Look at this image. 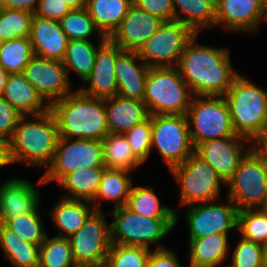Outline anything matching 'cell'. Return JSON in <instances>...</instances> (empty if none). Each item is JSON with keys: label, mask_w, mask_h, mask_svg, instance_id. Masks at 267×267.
<instances>
[{"label": "cell", "mask_w": 267, "mask_h": 267, "mask_svg": "<svg viewBox=\"0 0 267 267\" xmlns=\"http://www.w3.org/2000/svg\"><path fill=\"white\" fill-rule=\"evenodd\" d=\"M98 47L91 40H69L62 60L68 76L74 70L81 81H85L93 69Z\"/></svg>", "instance_id": "836d02e7"}, {"label": "cell", "mask_w": 267, "mask_h": 267, "mask_svg": "<svg viewBox=\"0 0 267 267\" xmlns=\"http://www.w3.org/2000/svg\"><path fill=\"white\" fill-rule=\"evenodd\" d=\"M151 249L112 243L103 267H146Z\"/></svg>", "instance_id": "60d3db41"}, {"label": "cell", "mask_w": 267, "mask_h": 267, "mask_svg": "<svg viewBox=\"0 0 267 267\" xmlns=\"http://www.w3.org/2000/svg\"><path fill=\"white\" fill-rule=\"evenodd\" d=\"M28 117L31 115L21 117L9 140L13 164L24 162L29 166L48 167L59 140L56 119L50 109L33 115L35 121H27Z\"/></svg>", "instance_id": "3957f363"}, {"label": "cell", "mask_w": 267, "mask_h": 267, "mask_svg": "<svg viewBox=\"0 0 267 267\" xmlns=\"http://www.w3.org/2000/svg\"><path fill=\"white\" fill-rule=\"evenodd\" d=\"M237 229L247 240L267 245V209H244L238 211Z\"/></svg>", "instance_id": "8d00e7d4"}, {"label": "cell", "mask_w": 267, "mask_h": 267, "mask_svg": "<svg viewBox=\"0 0 267 267\" xmlns=\"http://www.w3.org/2000/svg\"><path fill=\"white\" fill-rule=\"evenodd\" d=\"M49 109L56 119L59 137L102 141L109 133L105 99L93 98L77 89L53 102Z\"/></svg>", "instance_id": "7a4b0ae2"}, {"label": "cell", "mask_w": 267, "mask_h": 267, "mask_svg": "<svg viewBox=\"0 0 267 267\" xmlns=\"http://www.w3.org/2000/svg\"><path fill=\"white\" fill-rule=\"evenodd\" d=\"M0 247L11 265L39 267L40 246L27 243L3 223L0 226Z\"/></svg>", "instance_id": "4dcf8cb0"}, {"label": "cell", "mask_w": 267, "mask_h": 267, "mask_svg": "<svg viewBox=\"0 0 267 267\" xmlns=\"http://www.w3.org/2000/svg\"><path fill=\"white\" fill-rule=\"evenodd\" d=\"M266 0H216L215 26L226 32H256L265 20Z\"/></svg>", "instance_id": "e0dca14e"}, {"label": "cell", "mask_w": 267, "mask_h": 267, "mask_svg": "<svg viewBox=\"0 0 267 267\" xmlns=\"http://www.w3.org/2000/svg\"><path fill=\"white\" fill-rule=\"evenodd\" d=\"M66 2L72 10L83 9L86 7L87 0H63Z\"/></svg>", "instance_id": "816d5d0a"}, {"label": "cell", "mask_w": 267, "mask_h": 267, "mask_svg": "<svg viewBox=\"0 0 267 267\" xmlns=\"http://www.w3.org/2000/svg\"><path fill=\"white\" fill-rule=\"evenodd\" d=\"M195 32L180 21H163L158 30L137 51L150 68L177 66L187 43Z\"/></svg>", "instance_id": "7c38bea8"}, {"label": "cell", "mask_w": 267, "mask_h": 267, "mask_svg": "<svg viewBox=\"0 0 267 267\" xmlns=\"http://www.w3.org/2000/svg\"><path fill=\"white\" fill-rule=\"evenodd\" d=\"M186 117L194 148L205 141L239 136L234 132L224 96H193Z\"/></svg>", "instance_id": "8992f818"}, {"label": "cell", "mask_w": 267, "mask_h": 267, "mask_svg": "<svg viewBox=\"0 0 267 267\" xmlns=\"http://www.w3.org/2000/svg\"><path fill=\"white\" fill-rule=\"evenodd\" d=\"M193 96L177 66L149 69L143 102L150 115H186Z\"/></svg>", "instance_id": "5b68a950"}, {"label": "cell", "mask_w": 267, "mask_h": 267, "mask_svg": "<svg viewBox=\"0 0 267 267\" xmlns=\"http://www.w3.org/2000/svg\"><path fill=\"white\" fill-rule=\"evenodd\" d=\"M8 73L5 69L0 65V97H2L4 92V86L7 79Z\"/></svg>", "instance_id": "f5cc1de1"}, {"label": "cell", "mask_w": 267, "mask_h": 267, "mask_svg": "<svg viewBox=\"0 0 267 267\" xmlns=\"http://www.w3.org/2000/svg\"><path fill=\"white\" fill-rule=\"evenodd\" d=\"M146 267H183L178 261L176 252L171 251L163 245L155 247L154 251H151Z\"/></svg>", "instance_id": "7dc6e473"}, {"label": "cell", "mask_w": 267, "mask_h": 267, "mask_svg": "<svg viewBox=\"0 0 267 267\" xmlns=\"http://www.w3.org/2000/svg\"><path fill=\"white\" fill-rule=\"evenodd\" d=\"M170 171L180 187L179 205L185 208L220 199L221 186L226 184L215 170L195 152Z\"/></svg>", "instance_id": "ba28073f"}, {"label": "cell", "mask_w": 267, "mask_h": 267, "mask_svg": "<svg viewBox=\"0 0 267 267\" xmlns=\"http://www.w3.org/2000/svg\"><path fill=\"white\" fill-rule=\"evenodd\" d=\"M71 11L70 6L63 0H40L34 14L42 18L59 21Z\"/></svg>", "instance_id": "bcb514c9"}, {"label": "cell", "mask_w": 267, "mask_h": 267, "mask_svg": "<svg viewBox=\"0 0 267 267\" xmlns=\"http://www.w3.org/2000/svg\"><path fill=\"white\" fill-rule=\"evenodd\" d=\"M240 74L224 95L236 135L252 141L267 126V90Z\"/></svg>", "instance_id": "277c9868"}, {"label": "cell", "mask_w": 267, "mask_h": 267, "mask_svg": "<svg viewBox=\"0 0 267 267\" xmlns=\"http://www.w3.org/2000/svg\"><path fill=\"white\" fill-rule=\"evenodd\" d=\"M228 235L189 238V267H218L228 259Z\"/></svg>", "instance_id": "d4e9b609"}, {"label": "cell", "mask_w": 267, "mask_h": 267, "mask_svg": "<svg viewBox=\"0 0 267 267\" xmlns=\"http://www.w3.org/2000/svg\"><path fill=\"white\" fill-rule=\"evenodd\" d=\"M22 116L5 98L0 97V138L9 141Z\"/></svg>", "instance_id": "ee69618b"}, {"label": "cell", "mask_w": 267, "mask_h": 267, "mask_svg": "<svg viewBox=\"0 0 267 267\" xmlns=\"http://www.w3.org/2000/svg\"><path fill=\"white\" fill-rule=\"evenodd\" d=\"M251 150L267 164V126L252 140Z\"/></svg>", "instance_id": "c3c4849f"}, {"label": "cell", "mask_w": 267, "mask_h": 267, "mask_svg": "<svg viewBox=\"0 0 267 267\" xmlns=\"http://www.w3.org/2000/svg\"><path fill=\"white\" fill-rule=\"evenodd\" d=\"M259 267H267V262L264 261Z\"/></svg>", "instance_id": "6f0895ef"}, {"label": "cell", "mask_w": 267, "mask_h": 267, "mask_svg": "<svg viewBox=\"0 0 267 267\" xmlns=\"http://www.w3.org/2000/svg\"><path fill=\"white\" fill-rule=\"evenodd\" d=\"M151 115L150 117L132 127L124 135L131 147L134 157L143 164L150 156L151 149Z\"/></svg>", "instance_id": "b9f144b4"}, {"label": "cell", "mask_w": 267, "mask_h": 267, "mask_svg": "<svg viewBox=\"0 0 267 267\" xmlns=\"http://www.w3.org/2000/svg\"><path fill=\"white\" fill-rule=\"evenodd\" d=\"M198 34L187 43L177 68L194 96H224L239 75L231 66L228 48L197 44Z\"/></svg>", "instance_id": "6da1fadb"}, {"label": "cell", "mask_w": 267, "mask_h": 267, "mask_svg": "<svg viewBox=\"0 0 267 267\" xmlns=\"http://www.w3.org/2000/svg\"><path fill=\"white\" fill-rule=\"evenodd\" d=\"M103 161L107 169L133 171L141 163L134 157L124 134L108 133L102 140Z\"/></svg>", "instance_id": "1f68e13d"}, {"label": "cell", "mask_w": 267, "mask_h": 267, "mask_svg": "<svg viewBox=\"0 0 267 267\" xmlns=\"http://www.w3.org/2000/svg\"><path fill=\"white\" fill-rule=\"evenodd\" d=\"M250 140L242 136H228L205 141L195 148V153L206 161L226 183L241 160L251 150Z\"/></svg>", "instance_id": "2e32d148"}, {"label": "cell", "mask_w": 267, "mask_h": 267, "mask_svg": "<svg viewBox=\"0 0 267 267\" xmlns=\"http://www.w3.org/2000/svg\"><path fill=\"white\" fill-rule=\"evenodd\" d=\"M265 22H267V0H266V8H265Z\"/></svg>", "instance_id": "11a10c76"}, {"label": "cell", "mask_w": 267, "mask_h": 267, "mask_svg": "<svg viewBox=\"0 0 267 267\" xmlns=\"http://www.w3.org/2000/svg\"><path fill=\"white\" fill-rule=\"evenodd\" d=\"M265 261L267 262V245L265 246Z\"/></svg>", "instance_id": "9f6ffc18"}, {"label": "cell", "mask_w": 267, "mask_h": 267, "mask_svg": "<svg viewBox=\"0 0 267 267\" xmlns=\"http://www.w3.org/2000/svg\"><path fill=\"white\" fill-rule=\"evenodd\" d=\"M40 0H4L5 8L21 9L35 13Z\"/></svg>", "instance_id": "681fc988"}, {"label": "cell", "mask_w": 267, "mask_h": 267, "mask_svg": "<svg viewBox=\"0 0 267 267\" xmlns=\"http://www.w3.org/2000/svg\"><path fill=\"white\" fill-rule=\"evenodd\" d=\"M158 196L151 187L137 186L131 188L130 195L125 205L130 211L149 218H176L178 213L174 209L160 204Z\"/></svg>", "instance_id": "d6a6232c"}, {"label": "cell", "mask_w": 267, "mask_h": 267, "mask_svg": "<svg viewBox=\"0 0 267 267\" xmlns=\"http://www.w3.org/2000/svg\"><path fill=\"white\" fill-rule=\"evenodd\" d=\"M105 169L106 167L78 168L67 174L58 183L67 190L66 194L61 197L92 202L98 192Z\"/></svg>", "instance_id": "83f0119b"}, {"label": "cell", "mask_w": 267, "mask_h": 267, "mask_svg": "<svg viewBox=\"0 0 267 267\" xmlns=\"http://www.w3.org/2000/svg\"><path fill=\"white\" fill-rule=\"evenodd\" d=\"M29 38L34 55L58 61L63 60L69 39L59 21L34 14Z\"/></svg>", "instance_id": "7402d4cb"}, {"label": "cell", "mask_w": 267, "mask_h": 267, "mask_svg": "<svg viewBox=\"0 0 267 267\" xmlns=\"http://www.w3.org/2000/svg\"><path fill=\"white\" fill-rule=\"evenodd\" d=\"M104 212L95 210L83 226L69 238L77 267H103L111 247L110 225Z\"/></svg>", "instance_id": "4fadbf2b"}, {"label": "cell", "mask_w": 267, "mask_h": 267, "mask_svg": "<svg viewBox=\"0 0 267 267\" xmlns=\"http://www.w3.org/2000/svg\"><path fill=\"white\" fill-rule=\"evenodd\" d=\"M105 110L109 133L124 134L150 117L144 102L118 95L105 99Z\"/></svg>", "instance_id": "603a6c76"}, {"label": "cell", "mask_w": 267, "mask_h": 267, "mask_svg": "<svg viewBox=\"0 0 267 267\" xmlns=\"http://www.w3.org/2000/svg\"><path fill=\"white\" fill-rule=\"evenodd\" d=\"M39 191L23 178H10L0 185V217L15 219L35 211L40 205Z\"/></svg>", "instance_id": "44dd1931"}, {"label": "cell", "mask_w": 267, "mask_h": 267, "mask_svg": "<svg viewBox=\"0 0 267 267\" xmlns=\"http://www.w3.org/2000/svg\"><path fill=\"white\" fill-rule=\"evenodd\" d=\"M110 223L111 242L150 249L176 227V218H149L130 211L125 206L114 208Z\"/></svg>", "instance_id": "52a82bcc"}, {"label": "cell", "mask_w": 267, "mask_h": 267, "mask_svg": "<svg viewBox=\"0 0 267 267\" xmlns=\"http://www.w3.org/2000/svg\"><path fill=\"white\" fill-rule=\"evenodd\" d=\"M151 149L157 148L169 170L194 152L186 115H151Z\"/></svg>", "instance_id": "8fae6325"}, {"label": "cell", "mask_w": 267, "mask_h": 267, "mask_svg": "<svg viewBox=\"0 0 267 267\" xmlns=\"http://www.w3.org/2000/svg\"><path fill=\"white\" fill-rule=\"evenodd\" d=\"M231 261L233 267H259L265 261V246L241 236Z\"/></svg>", "instance_id": "7bdbcfd3"}, {"label": "cell", "mask_w": 267, "mask_h": 267, "mask_svg": "<svg viewBox=\"0 0 267 267\" xmlns=\"http://www.w3.org/2000/svg\"><path fill=\"white\" fill-rule=\"evenodd\" d=\"M39 208L15 219H1V221L8 229L18 234L27 243L40 246L47 233L43 230V224L38 212Z\"/></svg>", "instance_id": "f35d334b"}, {"label": "cell", "mask_w": 267, "mask_h": 267, "mask_svg": "<svg viewBox=\"0 0 267 267\" xmlns=\"http://www.w3.org/2000/svg\"><path fill=\"white\" fill-rule=\"evenodd\" d=\"M130 171L105 169L102 175L98 192L91 202L95 210H101L102 200L115 202L114 208L125 206L133 186Z\"/></svg>", "instance_id": "f546056e"}, {"label": "cell", "mask_w": 267, "mask_h": 267, "mask_svg": "<svg viewBox=\"0 0 267 267\" xmlns=\"http://www.w3.org/2000/svg\"><path fill=\"white\" fill-rule=\"evenodd\" d=\"M13 164L9 141L3 138H0V168L6 165Z\"/></svg>", "instance_id": "f907efd6"}, {"label": "cell", "mask_w": 267, "mask_h": 267, "mask_svg": "<svg viewBox=\"0 0 267 267\" xmlns=\"http://www.w3.org/2000/svg\"><path fill=\"white\" fill-rule=\"evenodd\" d=\"M105 167L102 141L59 137L52 162L38 184L59 183L74 170Z\"/></svg>", "instance_id": "30bf717a"}, {"label": "cell", "mask_w": 267, "mask_h": 267, "mask_svg": "<svg viewBox=\"0 0 267 267\" xmlns=\"http://www.w3.org/2000/svg\"><path fill=\"white\" fill-rule=\"evenodd\" d=\"M22 74L49 106L74 90L62 61L34 55Z\"/></svg>", "instance_id": "9a60e30c"}, {"label": "cell", "mask_w": 267, "mask_h": 267, "mask_svg": "<svg viewBox=\"0 0 267 267\" xmlns=\"http://www.w3.org/2000/svg\"><path fill=\"white\" fill-rule=\"evenodd\" d=\"M77 267L69 238L46 236L40 245L39 267Z\"/></svg>", "instance_id": "d590c367"}, {"label": "cell", "mask_w": 267, "mask_h": 267, "mask_svg": "<svg viewBox=\"0 0 267 267\" xmlns=\"http://www.w3.org/2000/svg\"><path fill=\"white\" fill-rule=\"evenodd\" d=\"M218 201L186 206L189 238H202L212 234H226L237 229L238 210L227 197L226 204Z\"/></svg>", "instance_id": "5bb4252c"}, {"label": "cell", "mask_w": 267, "mask_h": 267, "mask_svg": "<svg viewBox=\"0 0 267 267\" xmlns=\"http://www.w3.org/2000/svg\"><path fill=\"white\" fill-rule=\"evenodd\" d=\"M132 4L133 0H87L85 8L99 32L109 38Z\"/></svg>", "instance_id": "4316f807"}, {"label": "cell", "mask_w": 267, "mask_h": 267, "mask_svg": "<svg viewBox=\"0 0 267 267\" xmlns=\"http://www.w3.org/2000/svg\"><path fill=\"white\" fill-rule=\"evenodd\" d=\"M225 185L229 187L227 197L238 211L267 207V164L252 150Z\"/></svg>", "instance_id": "9c48e42d"}, {"label": "cell", "mask_w": 267, "mask_h": 267, "mask_svg": "<svg viewBox=\"0 0 267 267\" xmlns=\"http://www.w3.org/2000/svg\"><path fill=\"white\" fill-rule=\"evenodd\" d=\"M91 204L89 201L60 197L51 212L52 221L60 231L56 236L68 238L77 232L95 211Z\"/></svg>", "instance_id": "484cf974"}, {"label": "cell", "mask_w": 267, "mask_h": 267, "mask_svg": "<svg viewBox=\"0 0 267 267\" xmlns=\"http://www.w3.org/2000/svg\"><path fill=\"white\" fill-rule=\"evenodd\" d=\"M59 23L69 40L89 41L95 31L99 38H107L96 28L86 8L72 10L61 18Z\"/></svg>", "instance_id": "ab89813d"}, {"label": "cell", "mask_w": 267, "mask_h": 267, "mask_svg": "<svg viewBox=\"0 0 267 267\" xmlns=\"http://www.w3.org/2000/svg\"><path fill=\"white\" fill-rule=\"evenodd\" d=\"M122 49L109 38H101L95 56L93 69L84 81L87 88L79 90L93 98L107 99L117 96V80L115 75L116 55Z\"/></svg>", "instance_id": "ac0fdd59"}, {"label": "cell", "mask_w": 267, "mask_h": 267, "mask_svg": "<svg viewBox=\"0 0 267 267\" xmlns=\"http://www.w3.org/2000/svg\"><path fill=\"white\" fill-rule=\"evenodd\" d=\"M114 68L117 80V95L143 102L146 78L150 67L138 57L136 51L121 50L116 55Z\"/></svg>", "instance_id": "ffe728a7"}, {"label": "cell", "mask_w": 267, "mask_h": 267, "mask_svg": "<svg viewBox=\"0 0 267 267\" xmlns=\"http://www.w3.org/2000/svg\"><path fill=\"white\" fill-rule=\"evenodd\" d=\"M215 1L172 0L174 20L188 25L196 34L202 29H210L215 26Z\"/></svg>", "instance_id": "f1b7e54d"}, {"label": "cell", "mask_w": 267, "mask_h": 267, "mask_svg": "<svg viewBox=\"0 0 267 267\" xmlns=\"http://www.w3.org/2000/svg\"><path fill=\"white\" fill-rule=\"evenodd\" d=\"M2 97L22 115L42 114L50 107L22 73L8 74Z\"/></svg>", "instance_id": "cb8c5ba5"}, {"label": "cell", "mask_w": 267, "mask_h": 267, "mask_svg": "<svg viewBox=\"0 0 267 267\" xmlns=\"http://www.w3.org/2000/svg\"><path fill=\"white\" fill-rule=\"evenodd\" d=\"M33 15L26 10L4 8L0 13V42L30 37Z\"/></svg>", "instance_id": "74e56055"}, {"label": "cell", "mask_w": 267, "mask_h": 267, "mask_svg": "<svg viewBox=\"0 0 267 267\" xmlns=\"http://www.w3.org/2000/svg\"><path fill=\"white\" fill-rule=\"evenodd\" d=\"M163 23L158 17L132 4L109 39L122 50L138 51Z\"/></svg>", "instance_id": "d6986e66"}, {"label": "cell", "mask_w": 267, "mask_h": 267, "mask_svg": "<svg viewBox=\"0 0 267 267\" xmlns=\"http://www.w3.org/2000/svg\"><path fill=\"white\" fill-rule=\"evenodd\" d=\"M4 8H5L4 0H0V13L3 11Z\"/></svg>", "instance_id": "db71d44e"}, {"label": "cell", "mask_w": 267, "mask_h": 267, "mask_svg": "<svg viewBox=\"0 0 267 267\" xmlns=\"http://www.w3.org/2000/svg\"><path fill=\"white\" fill-rule=\"evenodd\" d=\"M133 4L162 21L174 20L172 0H133Z\"/></svg>", "instance_id": "f6af8a7d"}, {"label": "cell", "mask_w": 267, "mask_h": 267, "mask_svg": "<svg viewBox=\"0 0 267 267\" xmlns=\"http://www.w3.org/2000/svg\"><path fill=\"white\" fill-rule=\"evenodd\" d=\"M34 56L29 37L0 43V65L8 74H21Z\"/></svg>", "instance_id": "e575fe53"}]
</instances>
